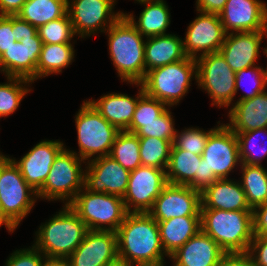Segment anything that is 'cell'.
Returning <instances> with one entry per match:
<instances>
[{"mask_svg":"<svg viewBox=\"0 0 267 266\" xmlns=\"http://www.w3.org/2000/svg\"><path fill=\"white\" fill-rule=\"evenodd\" d=\"M202 155L186 150L176 149L173 145L170 151L166 179L169 184L188 186L199 175Z\"/></svg>","mask_w":267,"mask_h":266,"instance_id":"f1b7e54d","label":"cell"},{"mask_svg":"<svg viewBox=\"0 0 267 266\" xmlns=\"http://www.w3.org/2000/svg\"><path fill=\"white\" fill-rule=\"evenodd\" d=\"M196 63V82L210 95L211 105L229 107L235 97V72L219 52L198 56Z\"/></svg>","mask_w":267,"mask_h":266,"instance_id":"30bf717a","label":"cell"},{"mask_svg":"<svg viewBox=\"0 0 267 266\" xmlns=\"http://www.w3.org/2000/svg\"><path fill=\"white\" fill-rule=\"evenodd\" d=\"M67 260L70 266H109L118 262L117 233L88 230Z\"/></svg>","mask_w":267,"mask_h":266,"instance_id":"e0dca14e","label":"cell"},{"mask_svg":"<svg viewBox=\"0 0 267 266\" xmlns=\"http://www.w3.org/2000/svg\"><path fill=\"white\" fill-rule=\"evenodd\" d=\"M167 184L165 170L141 165L130 171L128 188L123 196L126 211L148 213Z\"/></svg>","mask_w":267,"mask_h":266,"instance_id":"7c38bea8","label":"cell"},{"mask_svg":"<svg viewBox=\"0 0 267 266\" xmlns=\"http://www.w3.org/2000/svg\"><path fill=\"white\" fill-rule=\"evenodd\" d=\"M84 186L91 192L107 193L123 198L130 171L111 156L97 157L86 162Z\"/></svg>","mask_w":267,"mask_h":266,"instance_id":"2e32d148","label":"cell"},{"mask_svg":"<svg viewBox=\"0 0 267 266\" xmlns=\"http://www.w3.org/2000/svg\"><path fill=\"white\" fill-rule=\"evenodd\" d=\"M157 223L161 244L168 257L201 231L200 216L177 217Z\"/></svg>","mask_w":267,"mask_h":266,"instance_id":"4316f807","label":"cell"},{"mask_svg":"<svg viewBox=\"0 0 267 266\" xmlns=\"http://www.w3.org/2000/svg\"><path fill=\"white\" fill-rule=\"evenodd\" d=\"M146 40L145 76L154 68L172 64L187 57L183 48V40L174 34L149 37Z\"/></svg>","mask_w":267,"mask_h":266,"instance_id":"484cf974","label":"cell"},{"mask_svg":"<svg viewBox=\"0 0 267 266\" xmlns=\"http://www.w3.org/2000/svg\"><path fill=\"white\" fill-rule=\"evenodd\" d=\"M226 125L236 134L267 128V92L264 90L251 99L233 103Z\"/></svg>","mask_w":267,"mask_h":266,"instance_id":"cb8c5ba5","label":"cell"},{"mask_svg":"<svg viewBox=\"0 0 267 266\" xmlns=\"http://www.w3.org/2000/svg\"><path fill=\"white\" fill-rule=\"evenodd\" d=\"M263 133L267 136V128L236 133L241 164L262 165L261 159L267 155V145L263 142L264 144L261 143L259 146V142L257 143L256 139L258 140L260 138H258L259 134L262 135Z\"/></svg>","mask_w":267,"mask_h":266,"instance_id":"e575fe53","label":"cell"},{"mask_svg":"<svg viewBox=\"0 0 267 266\" xmlns=\"http://www.w3.org/2000/svg\"><path fill=\"white\" fill-rule=\"evenodd\" d=\"M12 29V15H0V56L16 42Z\"/></svg>","mask_w":267,"mask_h":266,"instance_id":"ee69618b","label":"cell"},{"mask_svg":"<svg viewBox=\"0 0 267 266\" xmlns=\"http://www.w3.org/2000/svg\"><path fill=\"white\" fill-rule=\"evenodd\" d=\"M212 130L213 129L204 131L199 128H185L182 132L177 131L173 146L176 149L202 155L208 136Z\"/></svg>","mask_w":267,"mask_h":266,"instance_id":"ab89813d","label":"cell"},{"mask_svg":"<svg viewBox=\"0 0 267 266\" xmlns=\"http://www.w3.org/2000/svg\"><path fill=\"white\" fill-rule=\"evenodd\" d=\"M227 0H197L196 10L206 13L220 14Z\"/></svg>","mask_w":267,"mask_h":266,"instance_id":"c3c4849f","label":"cell"},{"mask_svg":"<svg viewBox=\"0 0 267 266\" xmlns=\"http://www.w3.org/2000/svg\"><path fill=\"white\" fill-rule=\"evenodd\" d=\"M217 266H254L251 257L246 253H225Z\"/></svg>","mask_w":267,"mask_h":266,"instance_id":"7dc6e473","label":"cell"},{"mask_svg":"<svg viewBox=\"0 0 267 266\" xmlns=\"http://www.w3.org/2000/svg\"><path fill=\"white\" fill-rule=\"evenodd\" d=\"M42 40L38 33L34 37L22 38L5 51L1 56V64L7 77H20L36 80V66L42 48Z\"/></svg>","mask_w":267,"mask_h":266,"instance_id":"ffe728a7","label":"cell"},{"mask_svg":"<svg viewBox=\"0 0 267 266\" xmlns=\"http://www.w3.org/2000/svg\"><path fill=\"white\" fill-rule=\"evenodd\" d=\"M168 107L155 121L142 123V127L135 133L138 137H155L174 142L177 130L174 127L173 116Z\"/></svg>","mask_w":267,"mask_h":266,"instance_id":"f35d334b","label":"cell"},{"mask_svg":"<svg viewBox=\"0 0 267 266\" xmlns=\"http://www.w3.org/2000/svg\"><path fill=\"white\" fill-rule=\"evenodd\" d=\"M145 9L140 13L136 22L133 14L123 13L144 37H155L167 34L170 25V13L164 0H138Z\"/></svg>","mask_w":267,"mask_h":266,"instance_id":"83f0119b","label":"cell"},{"mask_svg":"<svg viewBox=\"0 0 267 266\" xmlns=\"http://www.w3.org/2000/svg\"><path fill=\"white\" fill-rule=\"evenodd\" d=\"M77 140L79 145L78 157L82 160H92L110 154L117 134L120 132L111 125L87 100L75 116ZM91 158V159H90Z\"/></svg>","mask_w":267,"mask_h":266,"instance_id":"52a82bcc","label":"cell"},{"mask_svg":"<svg viewBox=\"0 0 267 266\" xmlns=\"http://www.w3.org/2000/svg\"><path fill=\"white\" fill-rule=\"evenodd\" d=\"M242 180L240 184L246 194L249 206H256L267 202V170L261 166L241 164Z\"/></svg>","mask_w":267,"mask_h":266,"instance_id":"1f68e13d","label":"cell"},{"mask_svg":"<svg viewBox=\"0 0 267 266\" xmlns=\"http://www.w3.org/2000/svg\"><path fill=\"white\" fill-rule=\"evenodd\" d=\"M43 44H71L75 36L68 12L61 18L52 20L37 29Z\"/></svg>","mask_w":267,"mask_h":266,"instance_id":"74e56055","label":"cell"},{"mask_svg":"<svg viewBox=\"0 0 267 266\" xmlns=\"http://www.w3.org/2000/svg\"><path fill=\"white\" fill-rule=\"evenodd\" d=\"M45 256L34 246L14 251L6 266H42Z\"/></svg>","mask_w":267,"mask_h":266,"instance_id":"b9f144b4","label":"cell"},{"mask_svg":"<svg viewBox=\"0 0 267 266\" xmlns=\"http://www.w3.org/2000/svg\"><path fill=\"white\" fill-rule=\"evenodd\" d=\"M201 191L189 186L167 184L148 212L156 221L200 216Z\"/></svg>","mask_w":267,"mask_h":266,"instance_id":"9a60e30c","label":"cell"},{"mask_svg":"<svg viewBox=\"0 0 267 266\" xmlns=\"http://www.w3.org/2000/svg\"><path fill=\"white\" fill-rule=\"evenodd\" d=\"M142 166L167 170L173 141L155 137H139Z\"/></svg>","mask_w":267,"mask_h":266,"instance_id":"836d02e7","label":"cell"},{"mask_svg":"<svg viewBox=\"0 0 267 266\" xmlns=\"http://www.w3.org/2000/svg\"><path fill=\"white\" fill-rule=\"evenodd\" d=\"M6 156L5 155H3L2 153H0V161L2 160V159H4Z\"/></svg>","mask_w":267,"mask_h":266,"instance_id":"6f0895ef","label":"cell"},{"mask_svg":"<svg viewBox=\"0 0 267 266\" xmlns=\"http://www.w3.org/2000/svg\"><path fill=\"white\" fill-rule=\"evenodd\" d=\"M42 266H70V263L67 258L45 257Z\"/></svg>","mask_w":267,"mask_h":266,"instance_id":"816d5d0a","label":"cell"},{"mask_svg":"<svg viewBox=\"0 0 267 266\" xmlns=\"http://www.w3.org/2000/svg\"><path fill=\"white\" fill-rule=\"evenodd\" d=\"M219 17L226 34L267 30V6L260 0H227Z\"/></svg>","mask_w":267,"mask_h":266,"instance_id":"ac0fdd59","label":"cell"},{"mask_svg":"<svg viewBox=\"0 0 267 266\" xmlns=\"http://www.w3.org/2000/svg\"><path fill=\"white\" fill-rule=\"evenodd\" d=\"M0 68H1L0 71L5 73L4 70H3L2 64H1V59H0Z\"/></svg>","mask_w":267,"mask_h":266,"instance_id":"9f6ffc18","label":"cell"},{"mask_svg":"<svg viewBox=\"0 0 267 266\" xmlns=\"http://www.w3.org/2000/svg\"><path fill=\"white\" fill-rule=\"evenodd\" d=\"M68 0H27L17 16L35 26L63 17L68 12Z\"/></svg>","mask_w":267,"mask_h":266,"instance_id":"f546056e","label":"cell"},{"mask_svg":"<svg viewBox=\"0 0 267 266\" xmlns=\"http://www.w3.org/2000/svg\"><path fill=\"white\" fill-rule=\"evenodd\" d=\"M105 32L110 58L121 80L141 83L145 78L144 37L124 14Z\"/></svg>","mask_w":267,"mask_h":266,"instance_id":"7a4b0ae2","label":"cell"},{"mask_svg":"<svg viewBox=\"0 0 267 266\" xmlns=\"http://www.w3.org/2000/svg\"><path fill=\"white\" fill-rule=\"evenodd\" d=\"M72 44H43L36 66V80L50 74H58L74 59Z\"/></svg>","mask_w":267,"mask_h":266,"instance_id":"4dcf8cb0","label":"cell"},{"mask_svg":"<svg viewBox=\"0 0 267 266\" xmlns=\"http://www.w3.org/2000/svg\"><path fill=\"white\" fill-rule=\"evenodd\" d=\"M200 209L225 211H253L240 182L231 179H217L201 191Z\"/></svg>","mask_w":267,"mask_h":266,"instance_id":"7402d4cb","label":"cell"},{"mask_svg":"<svg viewBox=\"0 0 267 266\" xmlns=\"http://www.w3.org/2000/svg\"><path fill=\"white\" fill-rule=\"evenodd\" d=\"M109 156L129 171L137 169L142 165L139 137L133 133L120 131L114 140Z\"/></svg>","mask_w":267,"mask_h":266,"instance_id":"d6a6232c","label":"cell"},{"mask_svg":"<svg viewBox=\"0 0 267 266\" xmlns=\"http://www.w3.org/2000/svg\"><path fill=\"white\" fill-rule=\"evenodd\" d=\"M192 77L197 79V63L196 59L187 56L181 61L148 71L141 84L148 96L172 107L188 93Z\"/></svg>","mask_w":267,"mask_h":266,"instance_id":"5b68a950","label":"cell"},{"mask_svg":"<svg viewBox=\"0 0 267 266\" xmlns=\"http://www.w3.org/2000/svg\"><path fill=\"white\" fill-rule=\"evenodd\" d=\"M188 186L199 191L207 186V167L203 158L200 162L199 175H195L194 180Z\"/></svg>","mask_w":267,"mask_h":266,"instance_id":"f907efd6","label":"cell"},{"mask_svg":"<svg viewBox=\"0 0 267 266\" xmlns=\"http://www.w3.org/2000/svg\"><path fill=\"white\" fill-rule=\"evenodd\" d=\"M198 13L200 15L189 24L183 40L185 54L194 59L198 52H202L199 56L219 52L226 36L219 14Z\"/></svg>","mask_w":267,"mask_h":266,"instance_id":"5bb4252c","label":"cell"},{"mask_svg":"<svg viewBox=\"0 0 267 266\" xmlns=\"http://www.w3.org/2000/svg\"><path fill=\"white\" fill-rule=\"evenodd\" d=\"M64 147L59 140H43L26 153L20 161L12 160L18 166L27 184L38 192L46 181L55 158Z\"/></svg>","mask_w":267,"mask_h":266,"instance_id":"d6986e66","label":"cell"},{"mask_svg":"<svg viewBox=\"0 0 267 266\" xmlns=\"http://www.w3.org/2000/svg\"><path fill=\"white\" fill-rule=\"evenodd\" d=\"M5 225V227L8 229L9 232L13 233V231L16 229L5 217L1 208L0 204V227L2 225Z\"/></svg>","mask_w":267,"mask_h":266,"instance_id":"f5cc1de1","label":"cell"},{"mask_svg":"<svg viewBox=\"0 0 267 266\" xmlns=\"http://www.w3.org/2000/svg\"><path fill=\"white\" fill-rule=\"evenodd\" d=\"M207 167V186L217 179H228L229 173L241 164L236 134L226 125L213 128L202 153Z\"/></svg>","mask_w":267,"mask_h":266,"instance_id":"8fae6325","label":"cell"},{"mask_svg":"<svg viewBox=\"0 0 267 266\" xmlns=\"http://www.w3.org/2000/svg\"><path fill=\"white\" fill-rule=\"evenodd\" d=\"M201 231L225 253H246L253 240V211L200 209Z\"/></svg>","mask_w":267,"mask_h":266,"instance_id":"3957f363","label":"cell"},{"mask_svg":"<svg viewBox=\"0 0 267 266\" xmlns=\"http://www.w3.org/2000/svg\"><path fill=\"white\" fill-rule=\"evenodd\" d=\"M117 233L119 261L128 266H164L159 226L149 213H127Z\"/></svg>","mask_w":267,"mask_h":266,"instance_id":"6da1fadb","label":"cell"},{"mask_svg":"<svg viewBox=\"0 0 267 266\" xmlns=\"http://www.w3.org/2000/svg\"><path fill=\"white\" fill-rule=\"evenodd\" d=\"M254 236H267V202L253 209Z\"/></svg>","mask_w":267,"mask_h":266,"instance_id":"f6af8a7d","label":"cell"},{"mask_svg":"<svg viewBox=\"0 0 267 266\" xmlns=\"http://www.w3.org/2000/svg\"><path fill=\"white\" fill-rule=\"evenodd\" d=\"M265 36L267 37V32H266ZM263 50H264L263 53L266 54V56H267V48H264ZM265 72H266V76H267V68H266Z\"/></svg>","mask_w":267,"mask_h":266,"instance_id":"11a10c76","label":"cell"},{"mask_svg":"<svg viewBox=\"0 0 267 266\" xmlns=\"http://www.w3.org/2000/svg\"><path fill=\"white\" fill-rule=\"evenodd\" d=\"M68 206L94 231L116 232L128 213L122 197L91 192L85 186Z\"/></svg>","mask_w":267,"mask_h":266,"instance_id":"8992f818","label":"cell"},{"mask_svg":"<svg viewBox=\"0 0 267 266\" xmlns=\"http://www.w3.org/2000/svg\"><path fill=\"white\" fill-rule=\"evenodd\" d=\"M267 30L235 32L226 34L219 53L236 73L256 65L259 48Z\"/></svg>","mask_w":267,"mask_h":266,"instance_id":"44dd1931","label":"cell"},{"mask_svg":"<svg viewBox=\"0 0 267 266\" xmlns=\"http://www.w3.org/2000/svg\"><path fill=\"white\" fill-rule=\"evenodd\" d=\"M225 252L208 235L199 231L169 258L173 266H217Z\"/></svg>","mask_w":267,"mask_h":266,"instance_id":"603a6c76","label":"cell"},{"mask_svg":"<svg viewBox=\"0 0 267 266\" xmlns=\"http://www.w3.org/2000/svg\"><path fill=\"white\" fill-rule=\"evenodd\" d=\"M27 0H0V15H17Z\"/></svg>","mask_w":267,"mask_h":266,"instance_id":"681fc988","label":"cell"},{"mask_svg":"<svg viewBox=\"0 0 267 266\" xmlns=\"http://www.w3.org/2000/svg\"><path fill=\"white\" fill-rule=\"evenodd\" d=\"M12 30H15L17 42L22 38L34 37L38 32L37 28L26 21L21 20L17 15H12Z\"/></svg>","mask_w":267,"mask_h":266,"instance_id":"bcb514c9","label":"cell"},{"mask_svg":"<svg viewBox=\"0 0 267 266\" xmlns=\"http://www.w3.org/2000/svg\"><path fill=\"white\" fill-rule=\"evenodd\" d=\"M109 266H128V265H126L124 262L118 261V262H116L112 265H109Z\"/></svg>","mask_w":267,"mask_h":266,"instance_id":"db71d44e","label":"cell"},{"mask_svg":"<svg viewBox=\"0 0 267 266\" xmlns=\"http://www.w3.org/2000/svg\"><path fill=\"white\" fill-rule=\"evenodd\" d=\"M167 107L162 101L150 97L144 92L139 97L131 124L126 132L135 134L142 127V123L155 121Z\"/></svg>","mask_w":267,"mask_h":266,"instance_id":"8d00e7d4","label":"cell"},{"mask_svg":"<svg viewBox=\"0 0 267 266\" xmlns=\"http://www.w3.org/2000/svg\"><path fill=\"white\" fill-rule=\"evenodd\" d=\"M70 1L67 2L68 14L75 35L79 34L81 38L93 35L97 31L105 32L123 15V12H113L116 0Z\"/></svg>","mask_w":267,"mask_h":266,"instance_id":"4fadbf2b","label":"cell"},{"mask_svg":"<svg viewBox=\"0 0 267 266\" xmlns=\"http://www.w3.org/2000/svg\"><path fill=\"white\" fill-rule=\"evenodd\" d=\"M245 75L246 77H250L248 79L252 80V82L251 81L250 82L253 83L254 86L250 90H247L245 92L246 94L241 96L237 101H244L246 99H251L258 93L263 92L267 86V76L265 69H263L260 66L254 65L235 73V79H236L235 95L237 94L239 87H241V84L244 83L243 80L244 81L246 80L244 79Z\"/></svg>","mask_w":267,"mask_h":266,"instance_id":"60d3db41","label":"cell"},{"mask_svg":"<svg viewBox=\"0 0 267 266\" xmlns=\"http://www.w3.org/2000/svg\"><path fill=\"white\" fill-rule=\"evenodd\" d=\"M82 161L86 163L76 152L64 148L55 158L46 181L37 192L38 198L65 200L64 205H69L84 188L85 172L81 168Z\"/></svg>","mask_w":267,"mask_h":266,"instance_id":"ba28073f","label":"cell"},{"mask_svg":"<svg viewBox=\"0 0 267 266\" xmlns=\"http://www.w3.org/2000/svg\"><path fill=\"white\" fill-rule=\"evenodd\" d=\"M247 253L254 266H267V236H253Z\"/></svg>","mask_w":267,"mask_h":266,"instance_id":"7bdbcfd3","label":"cell"},{"mask_svg":"<svg viewBox=\"0 0 267 266\" xmlns=\"http://www.w3.org/2000/svg\"><path fill=\"white\" fill-rule=\"evenodd\" d=\"M35 196V198H33ZM38 198L9 156L0 161V204L4 217L17 228Z\"/></svg>","mask_w":267,"mask_h":266,"instance_id":"9c48e42d","label":"cell"},{"mask_svg":"<svg viewBox=\"0 0 267 266\" xmlns=\"http://www.w3.org/2000/svg\"><path fill=\"white\" fill-rule=\"evenodd\" d=\"M39 227L33 246L45 257L68 258L88 231L85 223L68 206Z\"/></svg>","mask_w":267,"mask_h":266,"instance_id":"277c9868","label":"cell"},{"mask_svg":"<svg viewBox=\"0 0 267 266\" xmlns=\"http://www.w3.org/2000/svg\"><path fill=\"white\" fill-rule=\"evenodd\" d=\"M8 82L0 84V117L13 114L24 96L32 91L26 87L30 80L20 77H7ZM23 84H25L23 86Z\"/></svg>","mask_w":267,"mask_h":266,"instance_id":"d590c367","label":"cell"},{"mask_svg":"<svg viewBox=\"0 0 267 266\" xmlns=\"http://www.w3.org/2000/svg\"><path fill=\"white\" fill-rule=\"evenodd\" d=\"M135 85L140 87L135 98L127 94L110 93L96 101L94 99L88 101L111 125L119 131H126L131 124L139 97L144 93L141 83Z\"/></svg>","mask_w":267,"mask_h":266,"instance_id":"d4e9b609","label":"cell"}]
</instances>
